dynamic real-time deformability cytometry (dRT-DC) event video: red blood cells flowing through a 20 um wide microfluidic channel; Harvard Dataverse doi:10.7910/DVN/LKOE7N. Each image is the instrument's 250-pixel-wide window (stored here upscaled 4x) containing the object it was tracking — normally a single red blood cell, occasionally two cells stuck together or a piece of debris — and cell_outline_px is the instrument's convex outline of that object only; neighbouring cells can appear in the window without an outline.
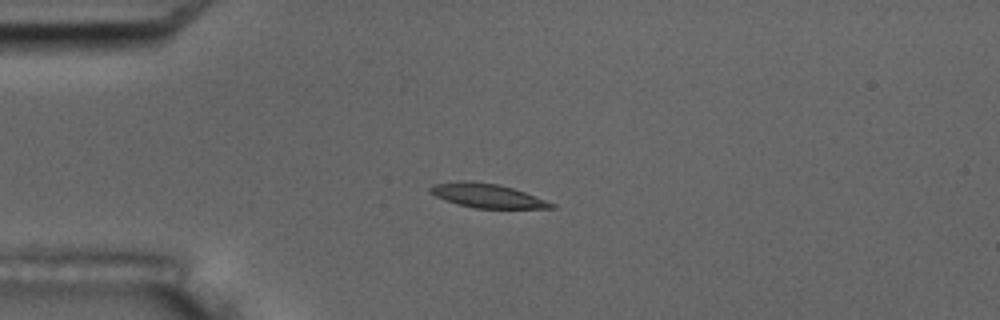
{"species": "common noctule bat (a hibernating species)", "species_latin": "Nyctalus noctula", "temperature_condition": "room temperature", "stored_images_in_passage": 5, "camera_frame_rate_fps": 3000, "um_per_image_px": 0.085, "animal": {"sex": "male", "body_mass_g": 17.5, "forearm_length_mm": 52.3}, "frame": {"image": 1, "passage_image": 3, "time_ms": 3.333, "image_size_px": [1000, 320], "cell_outline_px": [[556, 208], [476, 208], [444, 200], [428, 192], [428, 188], [432, 184], [456, 180], [472, 180], [500, 184], [524, 192], [556, 204]], "centroid_in_image_um": [41.35, 16.6], "position_along_channel_um": 43.7, "area_um2": 17.11}}